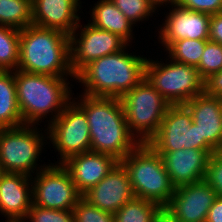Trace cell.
<instances>
[{
    "instance_id": "cell-32",
    "label": "cell",
    "mask_w": 222,
    "mask_h": 222,
    "mask_svg": "<svg viewBox=\"0 0 222 222\" xmlns=\"http://www.w3.org/2000/svg\"><path fill=\"white\" fill-rule=\"evenodd\" d=\"M181 7L214 15L222 12V0H178Z\"/></svg>"
},
{
    "instance_id": "cell-21",
    "label": "cell",
    "mask_w": 222,
    "mask_h": 222,
    "mask_svg": "<svg viewBox=\"0 0 222 222\" xmlns=\"http://www.w3.org/2000/svg\"><path fill=\"white\" fill-rule=\"evenodd\" d=\"M91 25L119 35L128 44L131 42L133 23L114 5L111 0H100L93 6Z\"/></svg>"
},
{
    "instance_id": "cell-15",
    "label": "cell",
    "mask_w": 222,
    "mask_h": 222,
    "mask_svg": "<svg viewBox=\"0 0 222 222\" xmlns=\"http://www.w3.org/2000/svg\"><path fill=\"white\" fill-rule=\"evenodd\" d=\"M82 197L91 205L115 214L125 203L135 198L127 169L119 161L97 185Z\"/></svg>"
},
{
    "instance_id": "cell-25",
    "label": "cell",
    "mask_w": 222,
    "mask_h": 222,
    "mask_svg": "<svg viewBox=\"0 0 222 222\" xmlns=\"http://www.w3.org/2000/svg\"><path fill=\"white\" fill-rule=\"evenodd\" d=\"M19 46V30L0 25V70H17L19 63Z\"/></svg>"
},
{
    "instance_id": "cell-28",
    "label": "cell",
    "mask_w": 222,
    "mask_h": 222,
    "mask_svg": "<svg viewBox=\"0 0 222 222\" xmlns=\"http://www.w3.org/2000/svg\"><path fill=\"white\" fill-rule=\"evenodd\" d=\"M133 24L153 15L156 7L149 0H111ZM153 13V14H152Z\"/></svg>"
},
{
    "instance_id": "cell-4",
    "label": "cell",
    "mask_w": 222,
    "mask_h": 222,
    "mask_svg": "<svg viewBox=\"0 0 222 222\" xmlns=\"http://www.w3.org/2000/svg\"><path fill=\"white\" fill-rule=\"evenodd\" d=\"M14 77L18 106L26 125H38L49 113L52 115L49 123H52L73 99L68 78L20 70L14 71Z\"/></svg>"
},
{
    "instance_id": "cell-29",
    "label": "cell",
    "mask_w": 222,
    "mask_h": 222,
    "mask_svg": "<svg viewBox=\"0 0 222 222\" xmlns=\"http://www.w3.org/2000/svg\"><path fill=\"white\" fill-rule=\"evenodd\" d=\"M74 222H115L114 214L91 205L83 197L73 208Z\"/></svg>"
},
{
    "instance_id": "cell-8",
    "label": "cell",
    "mask_w": 222,
    "mask_h": 222,
    "mask_svg": "<svg viewBox=\"0 0 222 222\" xmlns=\"http://www.w3.org/2000/svg\"><path fill=\"white\" fill-rule=\"evenodd\" d=\"M39 132L36 125L0 128V161L5 172L31 177L35 169L40 171L48 166L41 165L37 169L45 139Z\"/></svg>"
},
{
    "instance_id": "cell-6",
    "label": "cell",
    "mask_w": 222,
    "mask_h": 222,
    "mask_svg": "<svg viewBox=\"0 0 222 222\" xmlns=\"http://www.w3.org/2000/svg\"><path fill=\"white\" fill-rule=\"evenodd\" d=\"M120 100L128 128L140 144L148 143L156 135L171 106L146 78Z\"/></svg>"
},
{
    "instance_id": "cell-34",
    "label": "cell",
    "mask_w": 222,
    "mask_h": 222,
    "mask_svg": "<svg viewBox=\"0 0 222 222\" xmlns=\"http://www.w3.org/2000/svg\"><path fill=\"white\" fill-rule=\"evenodd\" d=\"M209 41L222 44V12L211 15L209 22Z\"/></svg>"
},
{
    "instance_id": "cell-5",
    "label": "cell",
    "mask_w": 222,
    "mask_h": 222,
    "mask_svg": "<svg viewBox=\"0 0 222 222\" xmlns=\"http://www.w3.org/2000/svg\"><path fill=\"white\" fill-rule=\"evenodd\" d=\"M127 169L136 198L165 209L175 192L161 156L148 144H139L120 161Z\"/></svg>"
},
{
    "instance_id": "cell-33",
    "label": "cell",
    "mask_w": 222,
    "mask_h": 222,
    "mask_svg": "<svg viewBox=\"0 0 222 222\" xmlns=\"http://www.w3.org/2000/svg\"><path fill=\"white\" fill-rule=\"evenodd\" d=\"M204 92L207 95L222 99V70L204 81Z\"/></svg>"
},
{
    "instance_id": "cell-31",
    "label": "cell",
    "mask_w": 222,
    "mask_h": 222,
    "mask_svg": "<svg viewBox=\"0 0 222 222\" xmlns=\"http://www.w3.org/2000/svg\"><path fill=\"white\" fill-rule=\"evenodd\" d=\"M204 180L222 197V153L217 151L210 155Z\"/></svg>"
},
{
    "instance_id": "cell-20",
    "label": "cell",
    "mask_w": 222,
    "mask_h": 222,
    "mask_svg": "<svg viewBox=\"0 0 222 222\" xmlns=\"http://www.w3.org/2000/svg\"><path fill=\"white\" fill-rule=\"evenodd\" d=\"M31 177L6 172L0 178V212L8 219H25L33 204ZM31 185V186H29Z\"/></svg>"
},
{
    "instance_id": "cell-3",
    "label": "cell",
    "mask_w": 222,
    "mask_h": 222,
    "mask_svg": "<svg viewBox=\"0 0 222 222\" xmlns=\"http://www.w3.org/2000/svg\"><path fill=\"white\" fill-rule=\"evenodd\" d=\"M125 49L90 62L76 75L85 86L83 94L121 98L145 78L148 59Z\"/></svg>"
},
{
    "instance_id": "cell-1",
    "label": "cell",
    "mask_w": 222,
    "mask_h": 222,
    "mask_svg": "<svg viewBox=\"0 0 222 222\" xmlns=\"http://www.w3.org/2000/svg\"><path fill=\"white\" fill-rule=\"evenodd\" d=\"M76 103L89 124L91 151L109 154L121 161L140 143L131 134L120 98L81 94Z\"/></svg>"
},
{
    "instance_id": "cell-27",
    "label": "cell",
    "mask_w": 222,
    "mask_h": 222,
    "mask_svg": "<svg viewBox=\"0 0 222 222\" xmlns=\"http://www.w3.org/2000/svg\"><path fill=\"white\" fill-rule=\"evenodd\" d=\"M196 68L204 81L211 75L220 72L222 70V44L208 40Z\"/></svg>"
},
{
    "instance_id": "cell-12",
    "label": "cell",
    "mask_w": 222,
    "mask_h": 222,
    "mask_svg": "<svg viewBox=\"0 0 222 222\" xmlns=\"http://www.w3.org/2000/svg\"><path fill=\"white\" fill-rule=\"evenodd\" d=\"M148 144L156 152H174L183 148L200 150V133L192 122L189 109L185 105H171Z\"/></svg>"
},
{
    "instance_id": "cell-16",
    "label": "cell",
    "mask_w": 222,
    "mask_h": 222,
    "mask_svg": "<svg viewBox=\"0 0 222 222\" xmlns=\"http://www.w3.org/2000/svg\"><path fill=\"white\" fill-rule=\"evenodd\" d=\"M172 8L158 31L159 42L165 50L181 39L209 40L211 15L183 8L179 4H174Z\"/></svg>"
},
{
    "instance_id": "cell-38",
    "label": "cell",
    "mask_w": 222,
    "mask_h": 222,
    "mask_svg": "<svg viewBox=\"0 0 222 222\" xmlns=\"http://www.w3.org/2000/svg\"><path fill=\"white\" fill-rule=\"evenodd\" d=\"M6 172L3 169L2 163L0 161V178L5 174Z\"/></svg>"
},
{
    "instance_id": "cell-18",
    "label": "cell",
    "mask_w": 222,
    "mask_h": 222,
    "mask_svg": "<svg viewBox=\"0 0 222 222\" xmlns=\"http://www.w3.org/2000/svg\"><path fill=\"white\" fill-rule=\"evenodd\" d=\"M177 188L205 179L210 154L206 150L181 149L174 152H157Z\"/></svg>"
},
{
    "instance_id": "cell-7",
    "label": "cell",
    "mask_w": 222,
    "mask_h": 222,
    "mask_svg": "<svg viewBox=\"0 0 222 222\" xmlns=\"http://www.w3.org/2000/svg\"><path fill=\"white\" fill-rule=\"evenodd\" d=\"M168 63L148 59L145 78L170 105H184L204 92V80L196 67L172 59Z\"/></svg>"
},
{
    "instance_id": "cell-23",
    "label": "cell",
    "mask_w": 222,
    "mask_h": 222,
    "mask_svg": "<svg viewBox=\"0 0 222 222\" xmlns=\"http://www.w3.org/2000/svg\"><path fill=\"white\" fill-rule=\"evenodd\" d=\"M115 222H164V209L145 199L134 198L115 214Z\"/></svg>"
},
{
    "instance_id": "cell-26",
    "label": "cell",
    "mask_w": 222,
    "mask_h": 222,
    "mask_svg": "<svg viewBox=\"0 0 222 222\" xmlns=\"http://www.w3.org/2000/svg\"><path fill=\"white\" fill-rule=\"evenodd\" d=\"M208 40L181 39L174 41L167 49L168 57L173 61L197 67Z\"/></svg>"
},
{
    "instance_id": "cell-37",
    "label": "cell",
    "mask_w": 222,
    "mask_h": 222,
    "mask_svg": "<svg viewBox=\"0 0 222 222\" xmlns=\"http://www.w3.org/2000/svg\"><path fill=\"white\" fill-rule=\"evenodd\" d=\"M25 219H7V222H25Z\"/></svg>"
},
{
    "instance_id": "cell-24",
    "label": "cell",
    "mask_w": 222,
    "mask_h": 222,
    "mask_svg": "<svg viewBox=\"0 0 222 222\" xmlns=\"http://www.w3.org/2000/svg\"><path fill=\"white\" fill-rule=\"evenodd\" d=\"M0 25L17 30L32 25V0H0Z\"/></svg>"
},
{
    "instance_id": "cell-11",
    "label": "cell",
    "mask_w": 222,
    "mask_h": 222,
    "mask_svg": "<svg viewBox=\"0 0 222 222\" xmlns=\"http://www.w3.org/2000/svg\"><path fill=\"white\" fill-rule=\"evenodd\" d=\"M79 27H82L80 22L69 36L70 65L75 76L90 62L119 52L128 46V43L119 35L99 29L91 25L90 22L83 28H80L81 33L78 38V33H75Z\"/></svg>"
},
{
    "instance_id": "cell-30",
    "label": "cell",
    "mask_w": 222,
    "mask_h": 222,
    "mask_svg": "<svg viewBox=\"0 0 222 222\" xmlns=\"http://www.w3.org/2000/svg\"><path fill=\"white\" fill-rule=\"evenodd\" d=\"M25 220L30 222H74L73 210H53L32 204Z\"/></svg>"
},
{
    "instance_id": "cell-2",
    "label": "cell",
    "mask_w": 222,
    "mask_h": 222,
    "mask_svg": "<svg viewBox=\"0 0 222 222\" xmlns=\"http://www.w3.org/2000/svg\"><path fill=\"white\" fill-rule=\"evenodd\" d=\"M19 35L17 70L54 77L69 75L73 79L76 78L70 65L69 35L33 24L19 30Z\"/></svg>"
},
{
    "instance_id": "cell-10",
    "label": "cell",
    "mask_w": 222,
    "mask_h": 222,
    "mask_svg": "<svg viewBox=\"0 0 222 222\" xmlns=\"http://www.w3.org/2000/svg\"><path fill=\"white\" fill-rule=\"evenodd\" d=\"M31 177L33 205L53 210H73L82 194L62 164H49Z\"/></svg>"
},
{
    "instance_id": "cell-14",
    "label": "cell",
    "mask_w": 222,
    "mask_h": 222,
    "mask_svg": "<svg viewBox=\"0 0 222 222\" xmlns=\"http://www.w3.org/2000/svg\"><path fill=\"white\" fill-rule=\"evenodd\" d=\"M184 105L200 133V150H206L210 155L219 151L222 146V99L203 92Z\"/></svg>"
},
{
    "instance_id": "cell-36",
    "label": "cell",
    "mask_w": 222,
    "mask_h": 222,
    "mask_svg": "<svg viewBox=\"0 0 222 222\" xmlns=\"http://www.w3.org/2000/svg\"><path fill=\"white\" fill-rule=\"evenodd\" d=\"M157 9V7H161L163 4L167 5L171 4L172 6L174 4H177L178 0H149Z\"/></svg>"
},
{
    "instance_id": "cell-13",
    "label": "cell",
    "mask_w": 222,
    "mask_h": 222,
    "mask_svg": "<svg viewBox=\"0 0 222 222\" xmlns=\"http://www.w3.org/2000/svg\"><path fill=\"white\" fill-rule=\"evenodd\" d=\"M216 197L205 180L179 186L164 209V222H206Z\"/></svg>"
},
{
    "instance_id": "cell-35",
    "label": "cell",
    "mask_w": 222,
    "mask_h": 222,
    "mask_svg": "<svg viewBox=\"0 0 222 222\" xmlns=\"http://www.w3.org/2000/svg\"><path fill=\"white\" fill-rule=\"evenodd\" d=\"M206 222H222V197H216L208 211Z\"/></svg>"
},
{
    "instance_id": "cell-17",
    "label": "cell",
    "mask_w": 222,
    "mask_h": 222,
    "mask_svg": "<svg viewBox=\"0 0 222 222\" xmlns=\"http://www.w3.org/2000/svg\"><path fill=\"white\" fill-rule=\"evenodd\" d=\"M118 162L119 160L109 154L87 151L71 156L61 164L83 195L107 176Z\"/></svg>"
},
{
    "instance_id": "cell-9",
    "label": "cell",
    "mask_w": 222,
    "mask_h": 222,
    "mask_svg": "<svg viewBox=\"0 0 222 222\" xmlns=\"http://www.w3.org/2000/svg\"><path fill=\"white\" fill-rule=\"evenodd\" d=\"M48 124L46 135L51 143L53 142V148L59 152V164L71 156L91 151L86 114L74 99L52 123Z\"/></svg>"
},
{
    "instance_id": "cell-19",
    "label": "cell",
    "mask_w": 222,
    "mask_h": 222,
    "mask_svg": "<svg viewBox=\"0 0 222 222\" xmlns=\"http://www.w3.org/2000/svg\"><path fill=\"white\" fill-rule=\"evenodd\" d=\"M80 0H32V24L71 35L77 28Z\"/></svg>"
},
{
    "instance_id": "cell-22",
    "label": "cell",
    "mask_w": 222,
    "mask_h": 222,
    "mask_svg": "<svg viewBox=\"0 0 222 222\" xmlns=\"http://www.w3.org/2000/svg\"><path fill=\"white\" fill-rule=\"evenodd\" d=\"M24 125L18 106L14 71L0 70V128Z\"/></svg>"
}]
</instances>
